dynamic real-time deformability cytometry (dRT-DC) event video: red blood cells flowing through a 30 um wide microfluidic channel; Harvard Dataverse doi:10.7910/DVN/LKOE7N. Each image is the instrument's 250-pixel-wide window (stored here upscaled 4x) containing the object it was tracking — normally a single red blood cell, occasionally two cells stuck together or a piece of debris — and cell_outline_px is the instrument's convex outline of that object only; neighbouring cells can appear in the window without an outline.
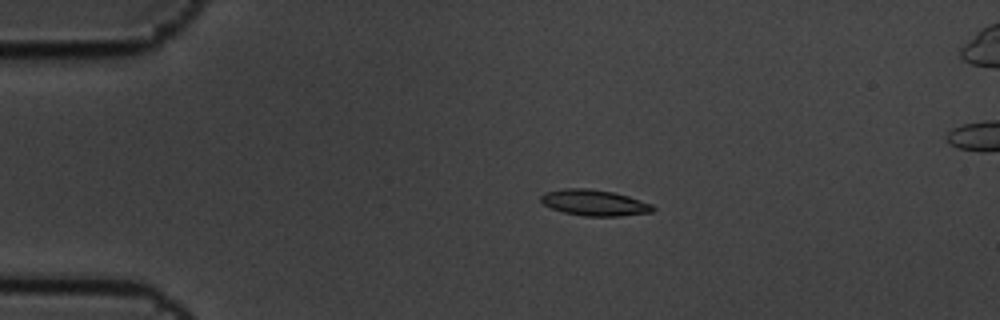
{"species": "common noctule bat (a hibernating species)", "species_latin": "Nyctalus noctula", "temperature_condition": "cold", "stored_images_in_passage": 6, "camera_frame_rate_fps": 3000, "um_per_image_px": 0.085, "animal": {"sex": "male", "body_mass_g": 19.5, "forearm_length_mm": 54.6}, "frame": {"image": 1, "passage_image": 4, "time_ms": 1.0, "image_size_px": [1000, 320], "cell_outline_px": [[656, 208], [652, 212], [620, 216], [584, 216], [564, 212], [552, 208], [544, 204], [540, 200], [540, 196], [544, 192], [564, 188], [588, 188], [612, 192], [628, 196], [652, 204]], "centroid_in_image_um": [50.51, 17.23], "position_along_channel_um": 34.5, "area_um2": 16.94}}
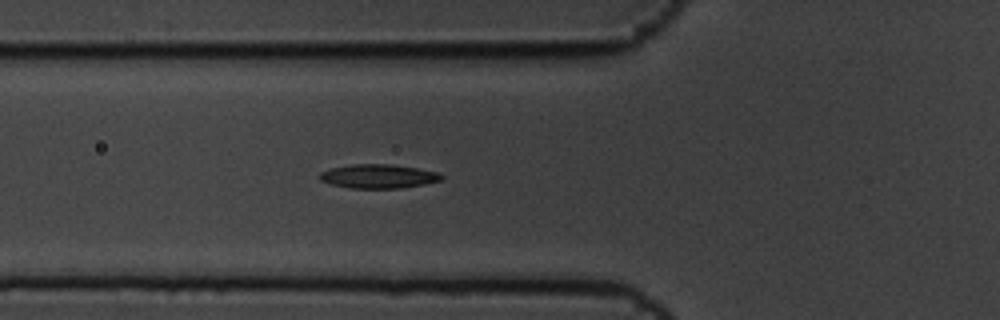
{"frame": {"image": 2, "passage_image": 6, "time_ms": 1.667, "image_size_px": [1000, 320], "cell_outline_px": [[444, 176], [440, 180], [424, 184], [400, 188], [348, 188], [332, 184], [320, 180], [320, 172], [332, 168], [352, 164], [392, 164], [440, 172]], "centroid_in_image_um": [32.18, 14.98], "position_along_channel_um": 93.6, "area_um2": 16.94}}